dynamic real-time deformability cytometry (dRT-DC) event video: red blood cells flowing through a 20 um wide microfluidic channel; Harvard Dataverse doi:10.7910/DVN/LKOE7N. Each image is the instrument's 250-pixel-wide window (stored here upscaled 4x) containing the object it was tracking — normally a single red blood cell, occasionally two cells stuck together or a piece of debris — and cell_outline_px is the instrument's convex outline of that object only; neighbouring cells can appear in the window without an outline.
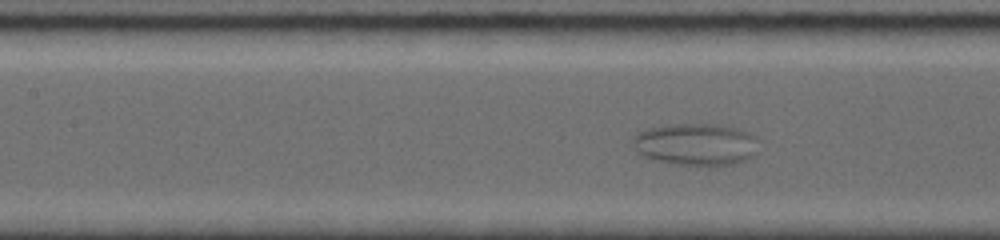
{"species": "common noctule bat (a hibernating species)", "species_latin": "Nyctalus noctula", "temperature_condition": "room temperature", "stored_images_in_passage": 23, "camera_frame_rate_fps": 5000, "um_per_image_px": 0.085, "animal": {"sex": "female", "body_mass_g": 19.0, "forearm_length_mm": 56.7}, "frame": {"image": 1, "passage_image": 16, "time_ms": 2.4, "image_size_px": [1000, 240], "cell_outline_px": [[756, 152], [752, 156], [744, 160], [732, 164], [680, 164], [656, 160], [644, 156], [636, 148], [632, 140], [632, 136], [648, 128], [680, 124], [716, 124], [736, 128], [748, 132], [756, 136]], "centroid_in_image_um": [59.16, 12.25], "position_along_channel_um": 148.2, "area_um2": 30.11}}